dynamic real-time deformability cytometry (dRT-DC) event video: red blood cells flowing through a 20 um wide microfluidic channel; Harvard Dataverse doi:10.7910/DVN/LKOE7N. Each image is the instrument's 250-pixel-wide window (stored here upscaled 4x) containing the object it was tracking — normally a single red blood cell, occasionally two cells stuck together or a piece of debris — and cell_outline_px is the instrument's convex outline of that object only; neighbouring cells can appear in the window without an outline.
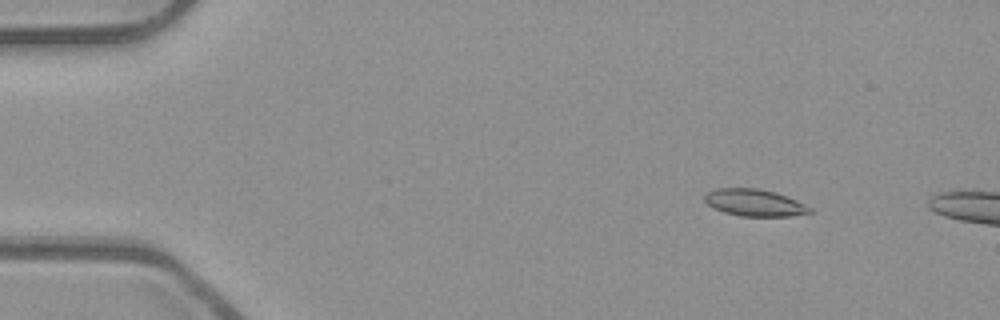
{"species": "common noctule bat (a hibernating species)", "species_latin": "Nyctalus noctula", "temperature_condition": "room temperature", "stored_images_in_passage": 51, "camera_frame_rate_fps": 3000, "um_per_image_px": 0.085, "animal": {"sex": "male", "body_mass_g": 23.1, "forearm_length_mm": 52.7}, "frame": {"image": 1, "passage_image": 6, "time_ms": 1.667, "image_size_px": [1000, 320], "cell_outline_px": [[812, 212], [788, 216], [740, 216], [724, 212], [708, 204], [704, 200], [704, 196], [708, 192], [716, 188], [756, 188], [776, 192], [796, 200], [812, 208]], "centroid_in_image_um": [64.13, 17.22], "position_along_channel_um": 20.9, "area_um2": 16.36}}
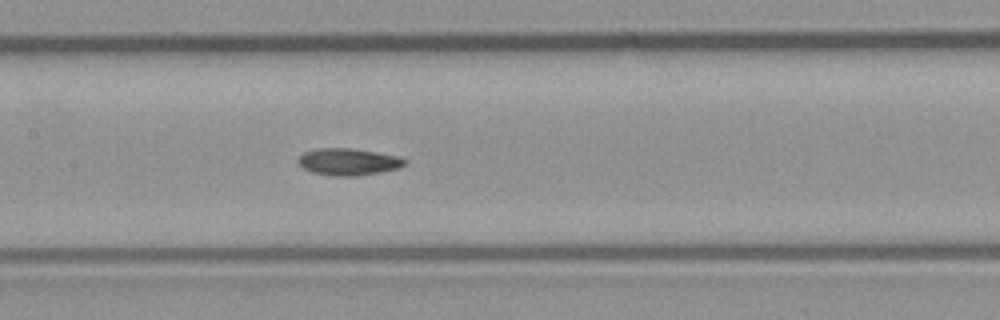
{"frame": {"image": 2, "passage_image": 25, "time_ms": 8.0, "image_size_px": [1000, 320], "cell_outline_px": [[408, 164], [400, 168], [380, 172], [356, 176], [336, 176], [312, 172], [304, 168], [296, 160], [304, 152], [316, 148], [352, 148], [400, 156], [408, 160]], "centroid_in_image_um": [29.66, 13.74], "position_along_channel_um": 177.7, "area_um2": 16.88}}
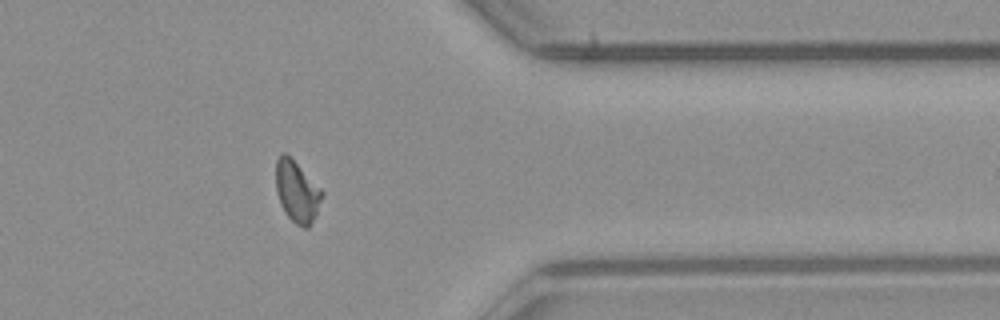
{"frame": {"image": 3, "passage_image": 42, "time_ms": 13.667, "image_size_px": [1000, 320], "cell_outline_px": [[324, 192], [316, 212], [308, 228], [304, 228], [296, 224], [284, 212], [280, 204], [276, 192], [276, 160], [280, 152], [284, 152]], "centroid_in_image_um": [25.2, 16.29], "position_along_channel_um": 386.2, "area_um2": 16.07}, "authors_computed_cell_mechanics": {"area_um2": 16.473, "velocity_mm_per_s": 3.9365, "shape_relaxation_time_tau1_ms": 9.0482, "shape_relaxation_time_tau2_ms": 5.0128, "deformation_change_tau1": 0.1854, "deformation_change_tau2": 0.0924}}